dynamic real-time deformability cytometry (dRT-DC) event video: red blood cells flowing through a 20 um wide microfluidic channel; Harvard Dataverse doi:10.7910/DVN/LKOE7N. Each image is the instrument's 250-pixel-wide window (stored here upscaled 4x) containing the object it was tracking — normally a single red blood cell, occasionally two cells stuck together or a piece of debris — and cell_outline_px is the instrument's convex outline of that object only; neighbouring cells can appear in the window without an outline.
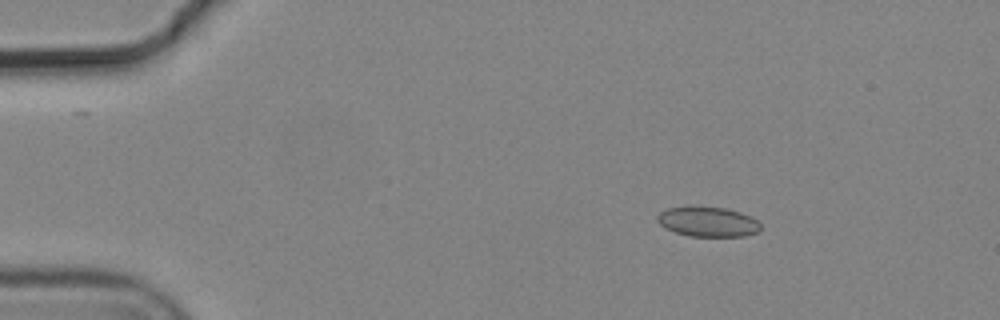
{"species": "common noctule bat (a hibernating species)", "species_latin": "Nyctalus noctula", "temperature_condition": "cold", "stored_images_in_passage": 12, "camera_frame_rate_fps": 3000, "um_per_image_px": 0.085, "animal": {"sex": "male", "body_mass_g": 19.2, "forearm_length_mm": 51.8}, "frame": {"image": 1, "passage_image": 1, "time_ms": 0.0, "image_size_px": [1000, 320], "cell_outline_px": [[760, 228], [756, 232], [744, 236], [688, 236], [664, 228], [656, 220], [656, 216], [660, 212], [668, 208], [724, 208], [740, 212], [752, 216], [760, 224]], "centroid_in_image_um": [60.16, 18.87], "position_along_channel_um": 24.8, "area_um2": 17.57}}
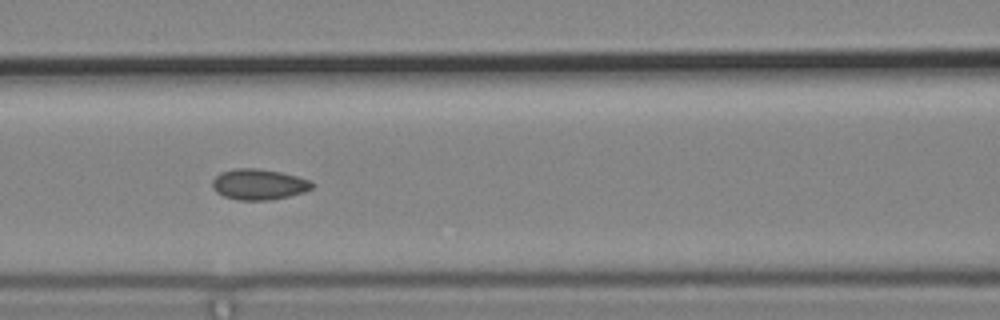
{"frame": {"image": 2, "passage_image": 5, "time_ms": 1.333, "image_size_px": [1000, 320], "cell_outline_px": [[316, 184], [312, 188], [304, 192], [288, 196], [268, 200], [240, 200], [224, 196], [216, 192], [212, 188], [212, 180], [220, 172], [236, 168], [256, 168], [280, 172], [312, 180]], "centroid_in_image_um": [22.01, 15.66], "position_along_channel_um": 144.6, "area_um2": 17.92}}
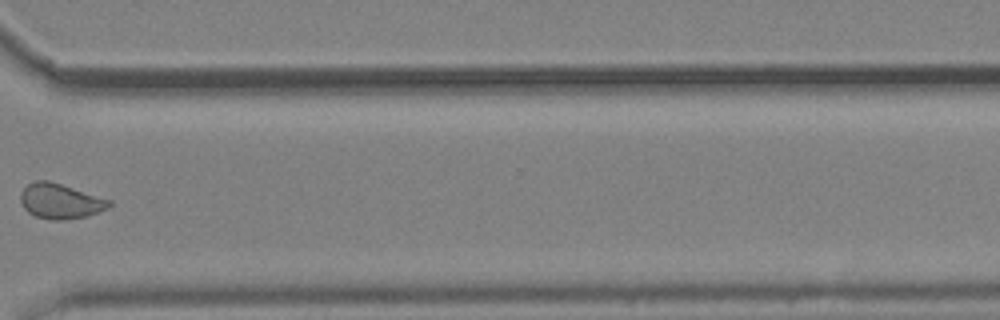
{"frame": {"image": 3, "passage_image": 10, "time_ms": 3.0, "image_size_px": [1000, 320], "cell_outline_px": [[112, 204], [108, 208], [84, 216], [60, 220], [52, 220], [36, 216], [28, 212], [24, 208], [20, 200], [20, 192], [28, 184], [36, 180], [48, 180], [112, 200]], "centroid_in_image_um": [5.11, 17.08], "position_along_channel_um": 365.5, "area_um2": 17.92}}